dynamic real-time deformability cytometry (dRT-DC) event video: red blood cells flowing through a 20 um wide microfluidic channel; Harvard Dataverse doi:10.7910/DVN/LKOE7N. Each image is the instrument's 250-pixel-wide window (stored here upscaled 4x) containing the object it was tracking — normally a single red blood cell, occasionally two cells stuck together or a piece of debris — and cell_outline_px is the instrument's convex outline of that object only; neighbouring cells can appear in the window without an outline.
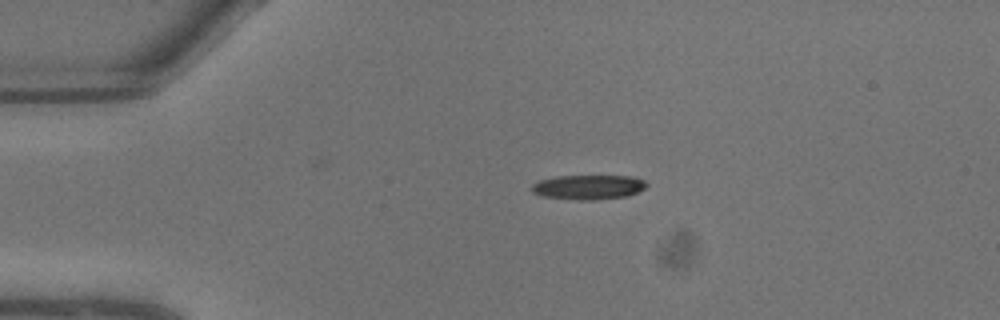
{"species": "common noctule bat (a hibernating species)", "species_latin": "Nyctalus noctula", "temperature_condition": "warm", "stored_images_in_passage": 3, "camera_frame_rate_fps": 3000, "um_per_image_px": 0.085, "animal": {"sex": "male", "body_mass_g": 13.3}, "frame": {"image": 1, "passage_image": 1, "time_ms": 0.0, "image_size_px": [1000, 320], "cell_outline_px": [[648, 184], [644, 188], [628, 196], [592, 200], [576, 200], [544, 196], [532, 192], [532, 184], [540, 180], [556, 176], [632, 176], [644, 180]], "centroid_in_image_um": [50.02, 15.9], "position_along_channel_um": 35.0, "area_um2": 16.36}}